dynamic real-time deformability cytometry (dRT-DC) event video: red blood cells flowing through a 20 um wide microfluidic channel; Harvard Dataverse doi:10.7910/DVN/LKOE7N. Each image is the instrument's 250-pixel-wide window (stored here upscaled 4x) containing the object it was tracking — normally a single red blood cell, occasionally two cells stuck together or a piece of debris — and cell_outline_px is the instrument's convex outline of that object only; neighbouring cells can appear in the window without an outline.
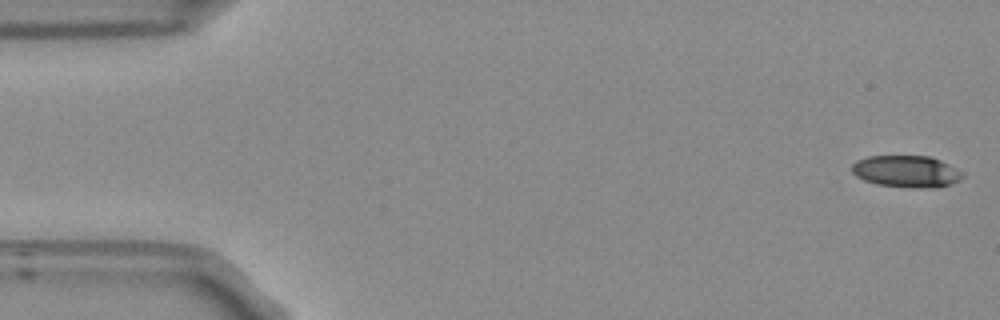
{"species": "Egyptian fruit bat (a non-hibernating species)", "species_latin": "Rousettus aegyptiacus", "temperature_condition": "room temperature", "stored_images_in_passage": 50, "camera_frame_rate_fps": 3000, "um_per_image_px": 0.085, "frame": {"image": 1, "passage_image": 1, "time_ms": 0.0, "image_size_px": [1000, 320], "cell_outline_px": [[964, 176], [960, 180], [936, 188], [920, 188], [876, 184], [864, 180], [856, 176], [852, 172], [852, 164], [856, 160], [868, 156], [928, 156], [940, 160], [964, 172]], "centroid_in_image_um": [77.04, 14.57], "position_along_channel_um": 8.0, "area_um2": 20.52}}
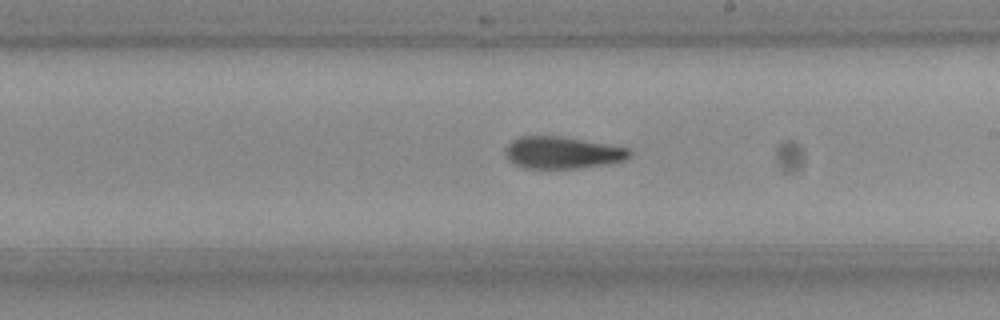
{"frame": {"image": 2, "passage_image": 30, "time_ms": 9.667, "image_size_px": [1000, 320], "cell_outline_px": [[632, 156], [624, 160], [608, 164], [580, 168], [528, 168], [516, 164], [504, 152], [508, 144], [512, 140], [520, 136], [560, 136], [628, 148], [632, 152]], "centroid_in_image_um": [47.84, 12.97], "position_along_channel_um": 241.2, "area_um2": 22.89}}
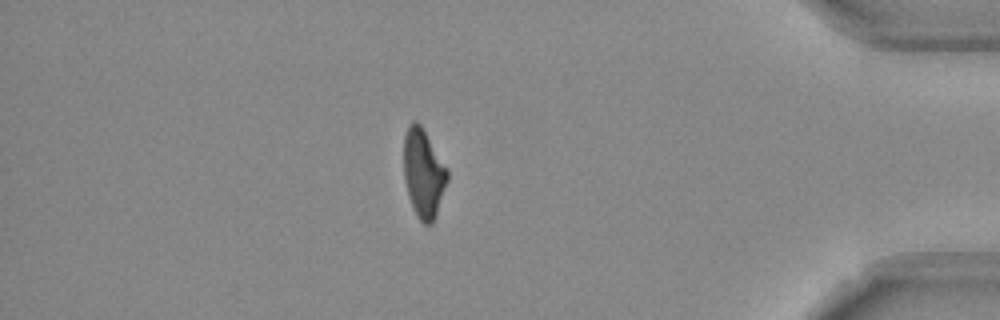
{"frame": {"image": 3, "passage_image": 46, "time_ms": 15.0, "image_size_px": [1000, 320], "cell_outline_px": [[448, 180], [436, 216], [432, 224], [424, 224], [416, 216], [408, 196], [404, 180], [404, 136], [408, 124], [412, 120], [416, 120], [420, 124], [448, 168]], "centroid_in_image_um": [35.99, 14.73], "position_along_channel_um": 399.2, "area_um2": 22.72}, "authors_computed_cell_mechanics": {"area_um2": 22.9755, "velocity_mm_per_s": 3.7508, "shape_relaxation_time_tau1_ms": null, "shape_relaxation_time_tau2_ms": 6.8085, "deformation_change_tau1": null, "deformation_change_tau2": 0.1636}}